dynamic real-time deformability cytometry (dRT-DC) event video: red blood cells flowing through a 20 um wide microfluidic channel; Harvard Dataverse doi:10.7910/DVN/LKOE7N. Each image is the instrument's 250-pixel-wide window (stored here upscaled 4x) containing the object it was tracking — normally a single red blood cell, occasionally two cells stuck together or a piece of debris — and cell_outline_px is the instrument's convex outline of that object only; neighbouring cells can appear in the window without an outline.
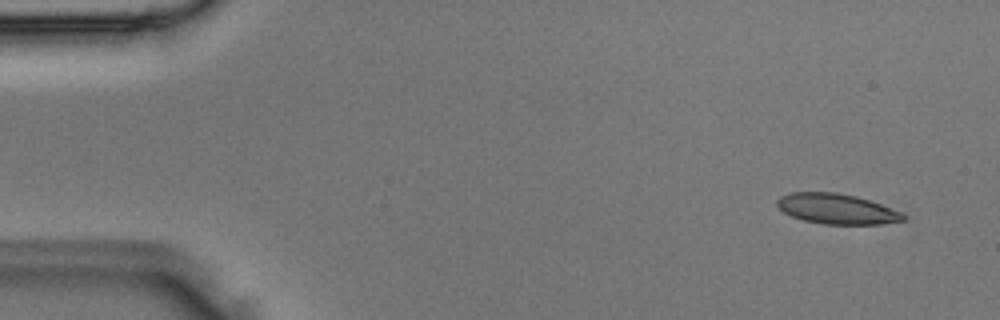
{"species": "Egyptian fruit bat (a non-hibernating species)", "species_latin": "Rousettus aegyptiacus", "temperature_condition": "room temperature", "stored_images_in_passage": 4, "camera_frame_rate_fps": 3000, "um_per_image_px": 0.085, "animal": {"sex": "male"}, "frame": {"image": 1, "passage_image": 1, "time_ms": 0.0, "image_size_px": [1000, 320], "cell_outline_px": [[908, 216], [904, 220], [880, 224], [824, 224], [804, 220], [792, 216], [784, 212], [776, 204], [776, 200], [780, 196], [792, 192], [836, 192], [856, 196], [904, 212]], "centroid_in_image_um": [71.15, 17.75], "position_along_channel_um": 13.9, "area_um2": 22.25}}
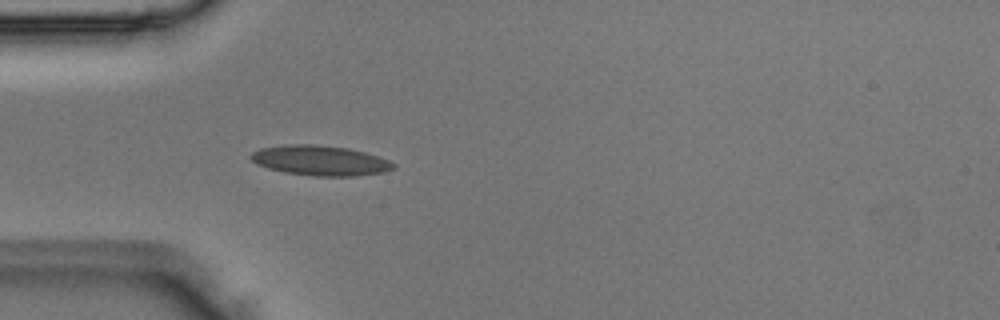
{"frame": {"image": 2, "passage_image": 4, "time_ms": 1.0, "image_size_px": [1000, 320], "cell_outline_px": [[396, 168], [384, 172], [352, 176], [312, 176], [284, 172], [268, 168], [256, 164], [248, 156], [252, 152], [260, 148], [284, 144], [312, 144], [348, 148], [380, 156], [396, 164]], "centroid_in_image_um": [27.21, 13.64], "position_along_channel_um": 57.8, "area_um2": 25.14}}